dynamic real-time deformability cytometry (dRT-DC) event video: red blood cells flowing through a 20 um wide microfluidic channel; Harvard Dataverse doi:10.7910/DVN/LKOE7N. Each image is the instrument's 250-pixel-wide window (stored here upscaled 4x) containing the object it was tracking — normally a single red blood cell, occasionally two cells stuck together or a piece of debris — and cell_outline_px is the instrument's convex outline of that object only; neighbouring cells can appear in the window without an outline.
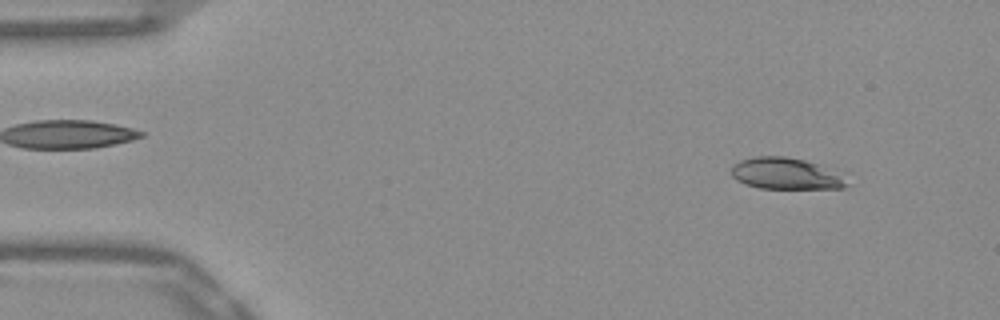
{"species": "Egyptian fruit bat (a non-hibernating species)", "species_latin": "Rousettus aegyptiacus", "temperature_condition": "warm", "stored_images_in_passage": 52, "camera_frame_rate_fps": 3000, "um_per_image_px": 0.085, "frame": {"image": 1, "passage_image": 5, "time_ms": 1.333, "image_size_px": [1000, 320], "cell_outline_px": [[848, 184], [844, 188], [760, 188], [744, 184], [736, 180], [732, 176], [732, 168], [740, 160], [756, 156], [784, 156], [804, 160], [816, 164], [836, 176]], "centroid_in_image_um": [66.64, 14.76], "position_along_channel_um": 18.4, "area_um2": 20.29}}
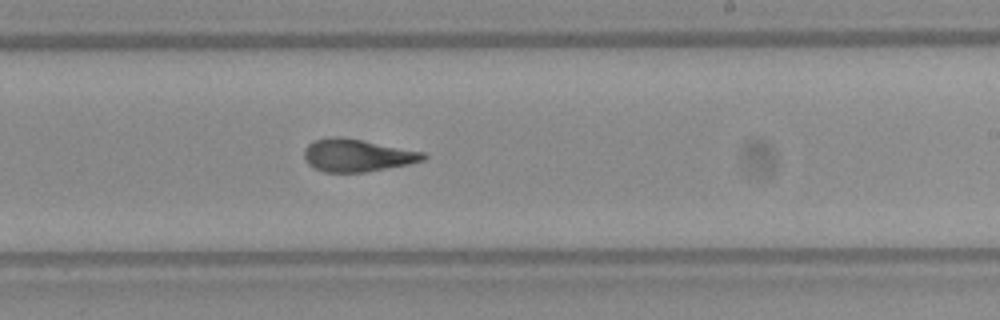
{"frame": {"image": 2, "passage_image": 31, "time_ms": 10.0, "image_size_px": [1000, 320], "cell_outline_px": [[428, 156], [424, 160], [408, 164], [368, 172], [324, 172], [312, 168], [304, 160], [304, 148], [312, 140], [328, 136], [340, 136], [424, 152]], "centroid_in_image_um": [30.3, 13.2], "position_along_channel_um": 258.7, "area_um2": 22.83}}
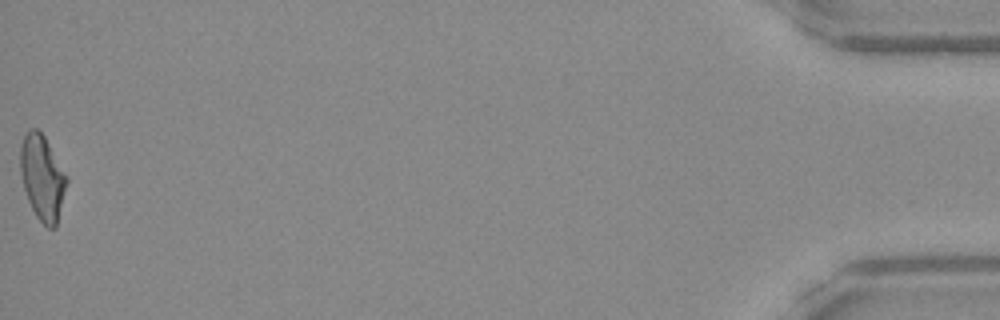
{"frame": {"image": 3, "passage_image": 52, "time_ms": 17.0, "image_size_px": [1000, 320], "cell_outline_px": [[68, 180], [56, 228], [48, 228], [36, 216], [28, 200], [24, 188], [20, 172], [20, 148], [24, 136], [32, 128], [36, 128], [44, 136], [68, 176]], "centroid_in_image_um": [3.61, 15.11], "position_along_channel_um": 431.6, "area_um2": 22.83}, "authors_computed_cell_mechanics": {"area_um2": 22.3686, "velocity_mm_per_s": 3.8883, "shape_relaxation_time_tau1_ms": 9.8439, "shape_relaxation_time_tau2_ms": 1.9704, "deformation_change_tau1": 0.2872, "deformation_change_tau2": 0.0976}}